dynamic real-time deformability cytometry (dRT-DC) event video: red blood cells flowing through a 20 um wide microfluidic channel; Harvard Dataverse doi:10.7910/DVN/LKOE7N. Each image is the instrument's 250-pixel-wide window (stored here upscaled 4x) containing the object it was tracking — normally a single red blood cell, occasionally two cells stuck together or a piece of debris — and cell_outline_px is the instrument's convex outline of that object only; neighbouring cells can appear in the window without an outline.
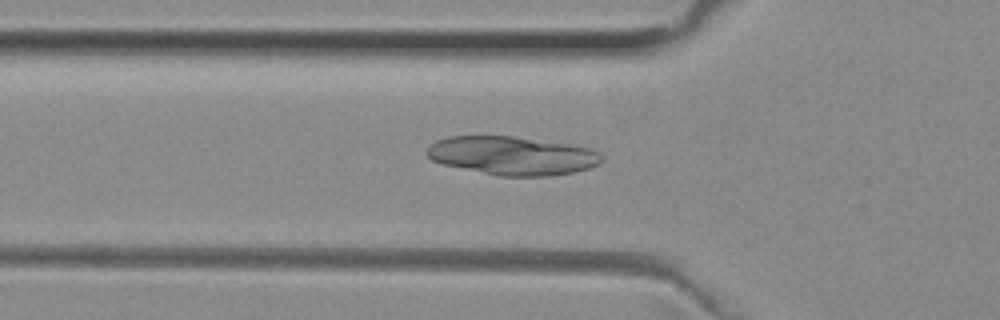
{"species": "common noctule bat (a hibernating species)", "species_latin": "Nyctalus noctula", "temperature_condition": "room temperature", "stored_images_in_passage": 14, "camera_frame_rate_fps": 3000, "um_per_image_px": 0.085, "animal": {"sex": "female", "body_mass_g": 29.2, "forearm_length_mm": 56.3}, "frame": {"image": 1, "passage_image": 8, "time_ms": 2.333, "image_size_px": [1000, 320], "cell_outline_px": [[604, 160], [600, 164], [588, 168], [572, 172], [548, 176], [500, 176], [444, 164], [432, 160], [424, 152], [436, 140], [448, 136], [512, 136], [568, 144], [592, 148], [600, 152], [604, 156]], "centroid_in_image_um": [43.58, 13.22], "position_along_channel_um": 82.2, "area_um2": 39.19}}
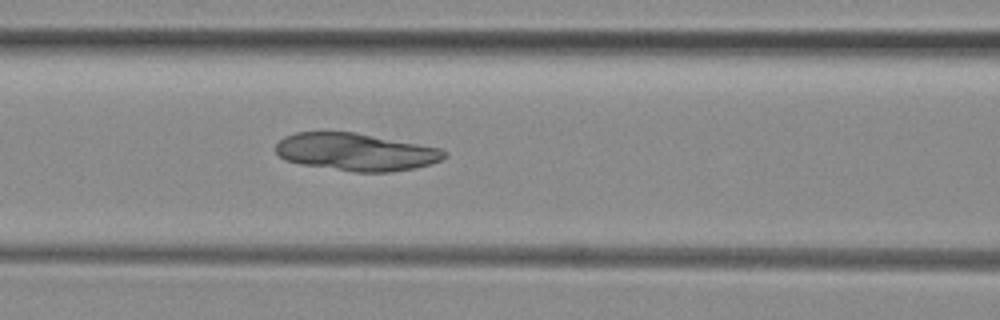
{"frame": {"image": 2, "passage_image": 12, "time_ms": 3.667, "image_size_px": [1000, 320], "cell_outline_px": [[448, 156], [432, 164], [416, 168], [392, 172], [356, 172], [300, 164], [284, 160], [276, 152], [276, 144], [284, 136], [296, 132], [356, 132], [440, 148], [448, 152]], "centroid_in_image_um": [30.27, 12.92], "position_along_channel_um": 136.3, "area_um2": 37.05}}